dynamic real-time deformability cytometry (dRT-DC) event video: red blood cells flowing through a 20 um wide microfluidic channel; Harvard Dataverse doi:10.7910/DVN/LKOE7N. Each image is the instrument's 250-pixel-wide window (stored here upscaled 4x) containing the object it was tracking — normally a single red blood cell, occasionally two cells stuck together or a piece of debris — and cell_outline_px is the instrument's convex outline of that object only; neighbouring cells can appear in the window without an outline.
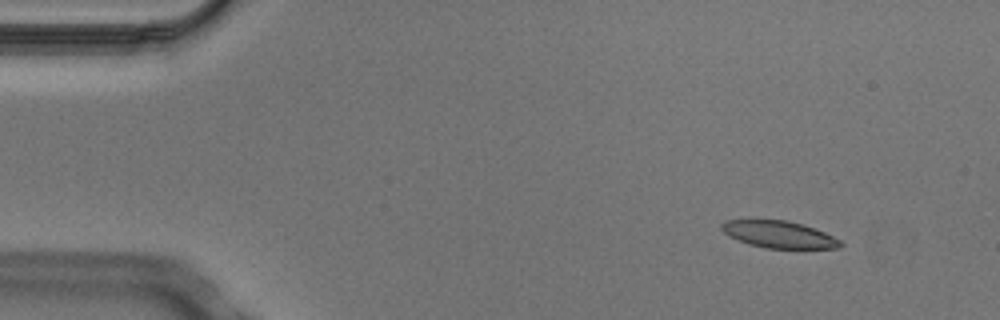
{"species": "Egyptian fruit bat (a non-hibernating species)", "species_latin": "Rousettus aegyptiacus", "temperature_condition": "cold", "stored_images_in_passage": 5, "camera_frame_rate_fps": 3000, "um_per_image_px": 0.085, "animal": {"sex": "male"}, "frame": {"image": 1, "passage_image": 2, "time_ms": 0.333, "image_size_px": [1000, 320], "cell_outline_px": [[844, 244], [840, 248], [764, 248], [740, 240], [724, 232], [720, 228], [720, 224], [724, 220], [784, 220], [804, 224], [824, 232], [840, 240]], "centroid_in_image_um": [66.24, 19.92], "position_along_channel_um": 18.8, "area_um2": 18.44}}
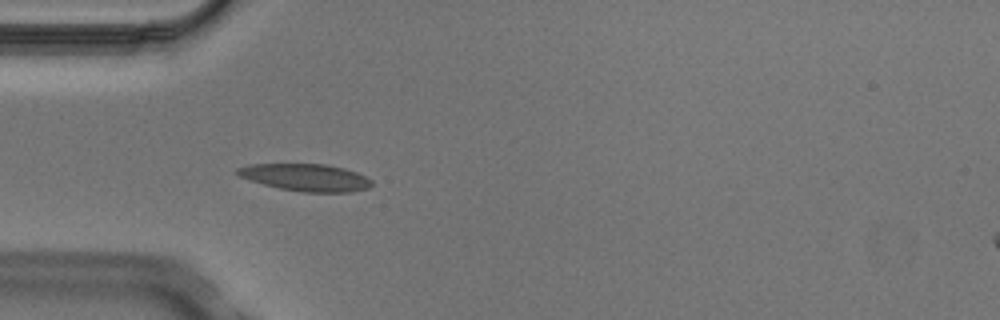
{"frame": {"image": 2, "passage_image": 5, "time_ms": 1.333, "image_size_px": [1000, 320], "cell_outline_px": [[372, 184], [368, 188], [352, 192], [300, 192], [280, 188], [264, 184], [240, 176], [236, 172], [236, 168], [248, 164], [324, 164], [344, 168], [356, 172], [372, 180]], "centroid_in_image_um": [26.0, 15.08], "position_along_channel_um": 59.0, "area_um2": 21.15}}